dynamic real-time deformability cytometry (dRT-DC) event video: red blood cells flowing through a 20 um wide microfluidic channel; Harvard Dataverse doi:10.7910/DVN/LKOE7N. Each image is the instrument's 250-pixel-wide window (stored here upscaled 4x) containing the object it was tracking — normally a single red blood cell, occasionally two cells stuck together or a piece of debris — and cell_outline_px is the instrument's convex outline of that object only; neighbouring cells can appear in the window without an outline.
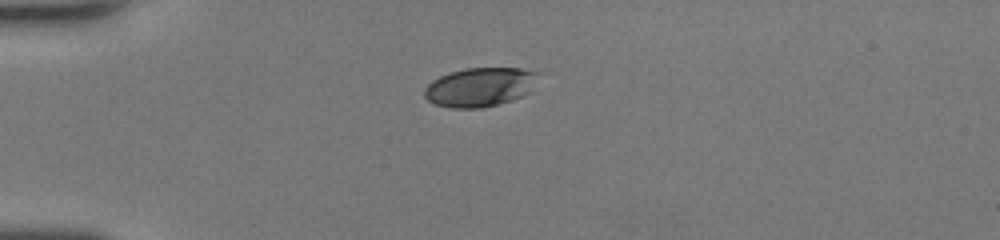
{"species": "human", "species_latin": "Homo sapiens", "temperature_condition": "room temperature", "stored_images_in_passage": 36, "camera_frame_rate_fps": 3000, "um_per_image_px": 0.085, "donor": {"sex": "female"}, "frame": {"image": 1, "passage_image": 1, "time_ms": 0.0, "image_size_px": [1000, 240], "cell_outline_px": [[540, 72], [532, 92], [524, 96], [496, 104], [480, 108], [452, 108], [436, 104], [428, 100], [424, 96], [424, 88], [432, 80], [448, 72], [464, 68], [520, 68]], "centroid_in_image_um": [40.82, 7.39], "position_along_channel_um": 44.2, "area_um2": 26.13}}
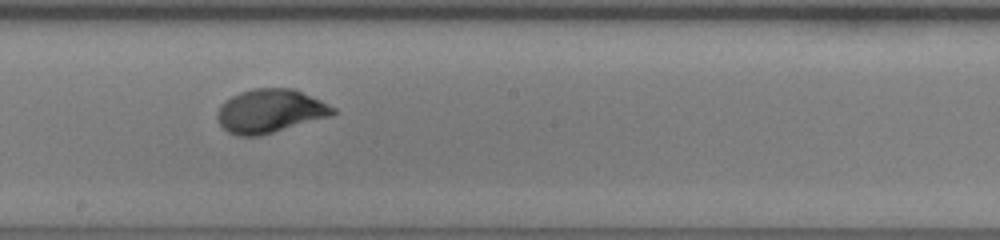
{"frame": {"image": 2, "passage_image": 16, "time_ms": 5.0, "image_size_px": [1000, 240], "cell_outline_px": [[336, 112], [332, 116], [260, 136], [240, 136], [228, 132], [220, 124], [216, 116], [216, 112], [220, 104], [232, 96], [240, 92], [252, 88], [292, 88], [320, 100], [336, 108]], "centroid_in_image_um": [22.95, 9.44], "position_along_channel_um": 225.3, "area_um2": 29.48}}
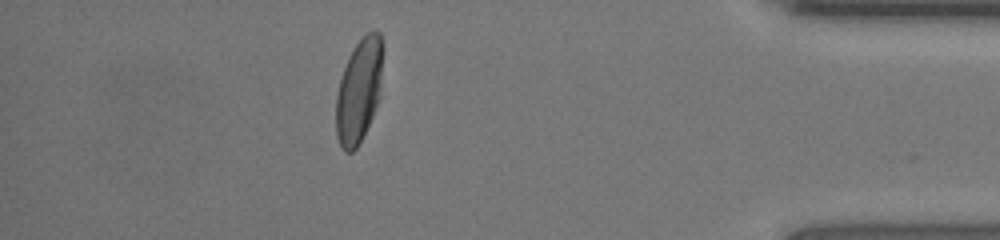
{"frame": {"image": 3, "passage_image": 31, "time_ms": 10.0, "image_size_px": [1000, 240], "cell_outline_px": [[380, 96], [372, 116], [356, 148], [352, 152], [344, 152], [336, 136], [336, 96], [340, 80], [348, 56], [352, 48], [368, 32], [380, 32]], "centroid_in_image_um": [30.46, 7.76], "position_along_channel_um": 404.7, "area_um2": 27.46}, "authors_computed_cell_mechanics": {"area_um2": 28.5821, "velocity_mm_per_s": 4.3513, "shape_relaxation_time_tau1_ms": 2.7145, "shape_relaxation_time_tau2_ms": null, "deformation_change_tau1": 0.1502, "deformation_change_tau2": null}}